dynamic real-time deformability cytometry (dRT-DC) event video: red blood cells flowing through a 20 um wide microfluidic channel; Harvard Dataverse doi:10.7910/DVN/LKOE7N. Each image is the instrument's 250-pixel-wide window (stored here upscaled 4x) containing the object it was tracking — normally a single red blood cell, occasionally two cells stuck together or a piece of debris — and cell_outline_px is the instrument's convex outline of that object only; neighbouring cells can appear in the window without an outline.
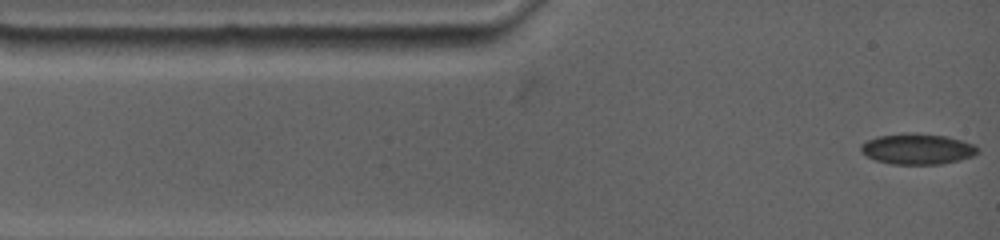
{"species": "common noctule bat (a hibernating species)", "species_latin": "Nyctalus noctula", "temperature_condition": "warm", "stored_images_in_passage": 83, "camera_frame_rate_fps": 4500, "um_per_image_px": 0.085, "animal": {"sex": "female", "body_mass_g": 19.0, "forearm_length_mm": 53.3}, "frame": {"image": 1, "passage_image": 1, "time_ms": 0.0, "image_size_px": [1000, 240], "cell_outline_px": [[980, 152], [972, 156], [960, 160], [940, 164], [892, 164], [876, 160], [860, 152], [860, 144], [868, 140], [880, 136], [904, 132], [912, 132], [948, 136], [972, 144], [980, 148]], "centroid_in_image_um": [77.99, 12.65], "position_along_channel_um": 7.0, "area_um2": 21.04}}
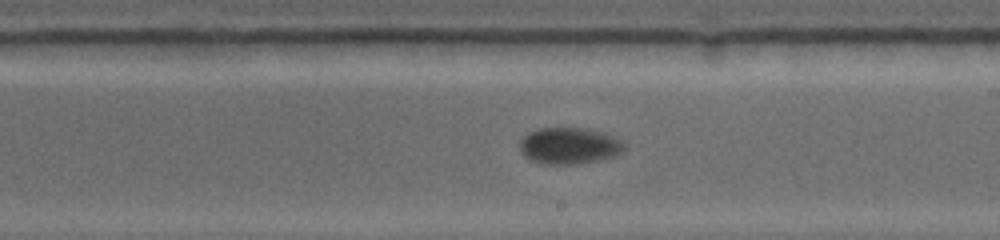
{"frame": {"image": 2, "passage_image": 36, "time_ms": 7.778, "image_size_px": [1000, 240], "cell_outline_px": [[624, 152], [600, 160], [576, 164], [544, 164], [532, 160], [524, 156], [520, 152], [520, 140], [528, 132], [540, 128], [580, 128], [612, 136], [620, 140], [624, 144]], "centroid_in_image_um": [48.34, 12.41], "position_along_channel_um": 240.7, "area_um2": 21.96}}
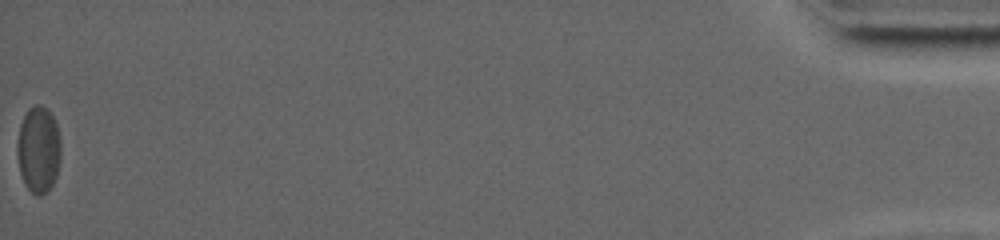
{"frame": {"image": 3, "passage_image": 83, "time_ms": 18.222, "image_size_px": [1000, 240], "cell_outline_px": [[60, 160], [56, 176], [48, 192], [40, 196], [36, 196], [24, 184], [20, 172], [16, 152], [16, 148], [20, 124], [28, 108], [36, 104], [40, 104], [52, 116], [56, 124], [60, 136]], "centroid_in_image_um": [3.26, 12.74], "position_along_channel_um": 431.9, "area_um2": 22.14}, "authors_computed_cell_mechanics": {"area_um2": 21.7328, "velocity_mm_per_s": 3.5375, "shape_relaxation_time_tau1_ms": 4.1475, "shape_relaxation_time_tau2_ms": null, "deformation_change_tau1": 0.1064, "deformation_change_tau2": null}}